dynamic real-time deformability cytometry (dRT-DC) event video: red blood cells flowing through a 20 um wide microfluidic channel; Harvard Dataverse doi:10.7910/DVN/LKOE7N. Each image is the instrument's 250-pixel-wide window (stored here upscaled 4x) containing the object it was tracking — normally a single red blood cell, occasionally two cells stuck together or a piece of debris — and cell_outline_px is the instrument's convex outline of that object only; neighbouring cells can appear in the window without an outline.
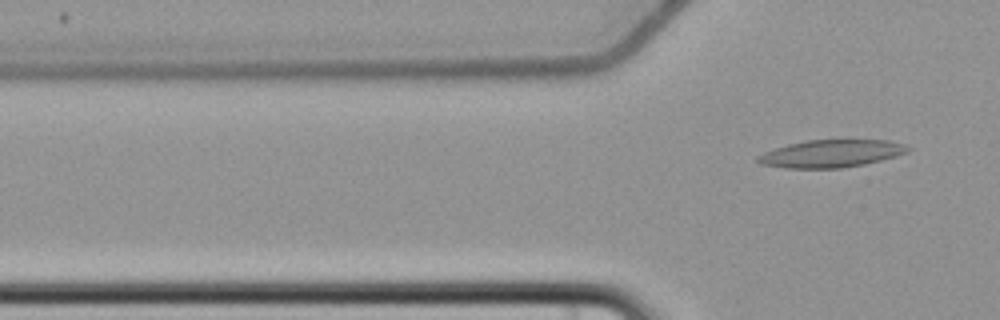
{"species": "common noctule bat (a hibernating species)", "species_latin": "Nyctalus noctula", "temperature_condition": "cold", "stored_images_in_passage": 6, "segment_of_instrument_passage": [2, 2], "camera_frame_rate_fps": 3000, "um_per_image_px": 0.085, "animal": {"sex": "female", "body_mass_g": 22.7, "forearm_length_mm": 54.2}, "frame": {"image": 1, "passage_image": 6, "time_ms": 6.0, "image_size_px": [1000, 320], "cell_outline_px": [[912, 148], [908, 152], [896, 156], [864, 164], [844, 168], [784, 168], [760, 164], [756, 160], [756, 156], [764, 152], [788, 144], [808, 140], [888, 140], [904, 144]], "centroid_in_image_um": [70.65, 13.06], "position_along_channel_um": 55.2, "area_um2": 24.1}}